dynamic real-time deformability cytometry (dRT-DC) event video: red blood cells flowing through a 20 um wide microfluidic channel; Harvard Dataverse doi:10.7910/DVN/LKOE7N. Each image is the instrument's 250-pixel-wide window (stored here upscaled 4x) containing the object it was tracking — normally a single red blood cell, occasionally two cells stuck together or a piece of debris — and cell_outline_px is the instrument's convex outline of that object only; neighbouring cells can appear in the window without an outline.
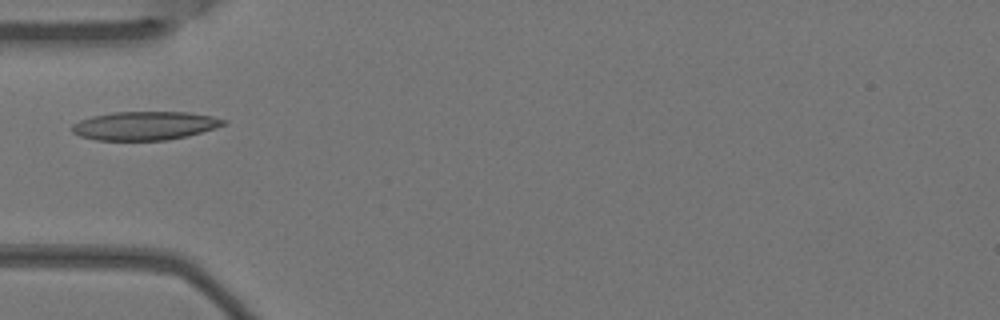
{"species": "Egyptian fruit bat (a non-hibernating species)", "species_latin": "Rousettus aegyptiacus", "temperature_condition": "warm", "stored_images_in_passage": 5, "camera_frame_rate_fps": 3000, "um_per_image_px": 0.085, "animal": {"sex": "female"}, "frame": {"image": 1, "passage_image": 5, "time_ms": 1.333, "image_size_px": [1000, 320], "cell_outline_px": [[228, 124], [216, 128], [188, 136], [168, 140], [96, 140], [80, 136], [72, 132], [72, 124], [80, 120], [92, 116], [112, 112], [188, 112], [212, 116], [228, 120]], "centroid_in_image_um": [12.35, 10.68], "position_along_channel_um": 72.7, "area_um2": 25.43}}